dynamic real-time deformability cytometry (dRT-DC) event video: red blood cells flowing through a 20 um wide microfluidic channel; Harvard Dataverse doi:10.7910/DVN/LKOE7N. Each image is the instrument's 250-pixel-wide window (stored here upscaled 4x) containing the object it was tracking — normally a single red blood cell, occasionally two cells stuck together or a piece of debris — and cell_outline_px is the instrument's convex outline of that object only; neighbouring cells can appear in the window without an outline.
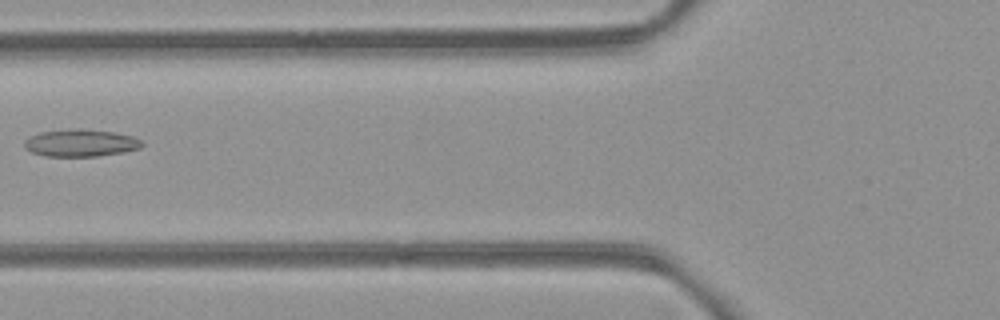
{"species": "common noctule bat (a hibernating species)", "species_latin": "Nyctalus noctula", "temperature_condition": "room temperature", "stored_images_in_passage": 5, "camera_frame_rate_fps": 3000, "um_per_image_px": 0.085, "animal": {"sex": "female", "body_mass_g": 21.9}, "frame": {"image": 1, "passage_image": 5, "time_ms": 4.667, "image_size_px": [1000, 320], "cell_outline_px": [[144, 144], [140, 148], [124, 152], [96, 156], [44, 156], [32, 152], [24, 148], [24, 140], [28, 136], [40, 132], [68, 128], [80, 128], [112, 132], [132, 136], [140, 140]], "centroid_in_image_um": [6.81, 12.14], "position_along_channel_um": 119.0, "area_um2": 18.84}}